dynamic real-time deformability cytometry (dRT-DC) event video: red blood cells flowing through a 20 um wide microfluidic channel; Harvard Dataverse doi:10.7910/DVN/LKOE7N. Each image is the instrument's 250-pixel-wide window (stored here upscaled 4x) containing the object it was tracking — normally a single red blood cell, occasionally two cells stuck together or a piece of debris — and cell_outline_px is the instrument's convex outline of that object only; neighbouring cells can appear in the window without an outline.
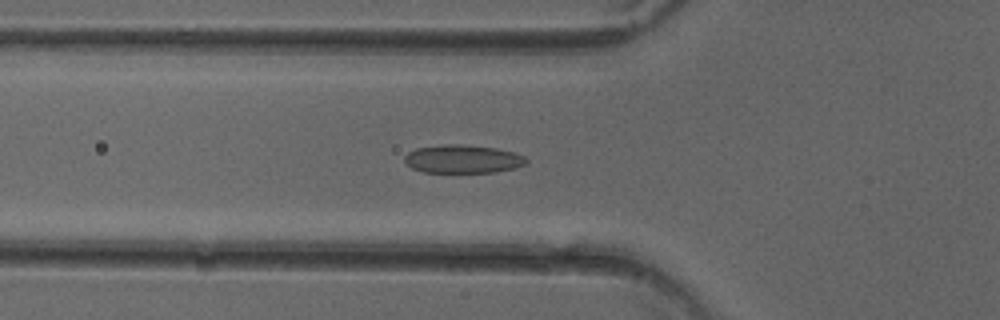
{"species": "common noctule bat (a hibernating species)", "species_latin": "Nyctalus noctula", "temperature_condition": "cold", "stored_images_in_passage": 51, "camera_frame_rate_fps": 3000, "um_per_image_px": 0.085, "animal": {"sex": "female"}, "frame": {"image": 1, "passage_image": 18, "time_ms": 5.667, "image_size_px": [1000, 320], "cell_outline_px": [[528, 160], [524, 164], [516, 168], [496, 172], [424, 172], [412, 168], [404, 160], [404, 156], [408, 152], [416, 148], [444, 144], [460, 144], [496, 148], [512, 152], [524, 156]], "centroid_in_image_um": [39.33, 13.51], "position_along_channel_um": 86.5, "area_um2": 20.0}}
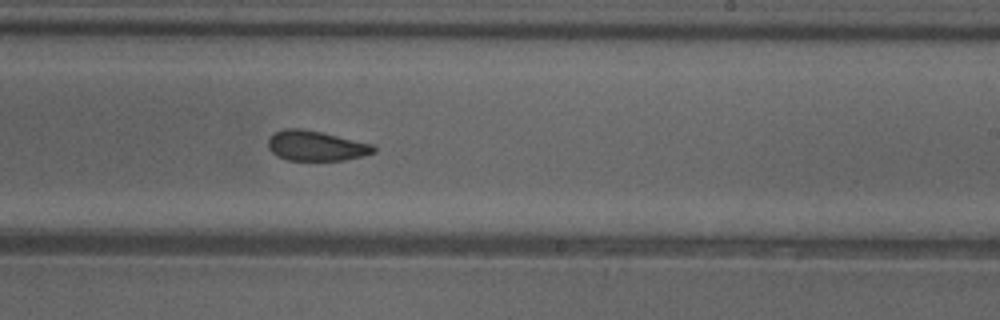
{"frame": {"image": 2, "passage_image": 31, "time_ms": 10.0, "image_size_px": [1000, 320], "cell_outline_px": [[376, 152], [364, 156], [344, 160], [288, 160], [276, 156], [268, 148], [268, 140], [276, 132], [284, 128], [300, 128], [320, 132], [372, 144], [376, 148]], "centroid_in_image_um": [26.86, 12.4], "position_along_channel_um": 262.1, "area_um2": 18.38}}
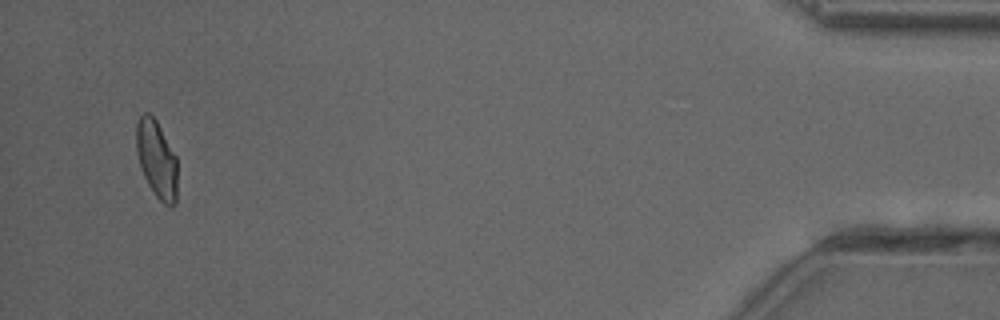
{"frame": {"image": 3, "passage_image": 49, "time_ms": 16.0, "image_size_px": [1000, 320], "cell_outline_px": [[176, 204], [164, 204], [156, 196], [148, 184], [140, 168], [136, 152], [136, 124], [140, 116], [144, 112], [148, 112], [156, 120], [176, 156]], "centroid_in_image_um": [13.29, 13.5], "position_along_channel_um": 421.9, "area_um2": 18.38}, "authors_computed_cell_mechanics": {"area_um2": 19.7098, "velocity_mm_per_s": 4.0305, "shape_relaxation_time_tau1_ms": null, "shape_relaxation_time_tau2_ms": 2.2495, "deformation_change_tau1": null, "deformation_change_tau2": 0.0815}}